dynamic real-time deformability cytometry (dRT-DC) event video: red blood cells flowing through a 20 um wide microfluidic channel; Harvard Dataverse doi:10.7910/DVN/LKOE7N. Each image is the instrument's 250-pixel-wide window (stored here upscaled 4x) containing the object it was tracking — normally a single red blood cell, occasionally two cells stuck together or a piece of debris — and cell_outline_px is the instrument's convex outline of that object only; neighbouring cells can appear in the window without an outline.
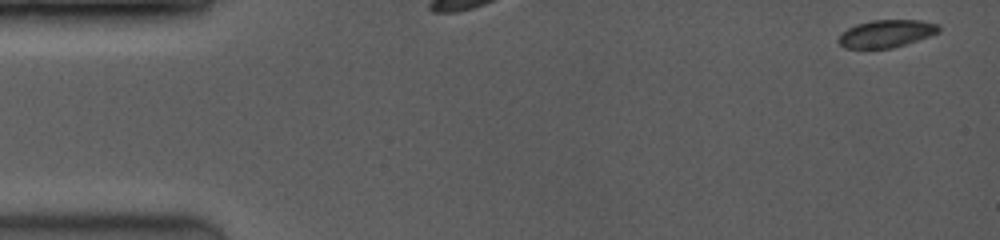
{"species": "common noctule bat (a hibernating species)", "species_latin": "Nyctalus noctula", "temperature_condition": "room temperature", "stored_images_in_passage": 6, "camera_frame_rate_fps": 3500, "um_per_image_px": 0.085, "animal": {"sex": "female", "body_mass_g": 19.0, "forearm_length_mm": 53.3}, "frame": {"image": 1, "passage_image": 1, "time_ms": 0.0, "image_size_px": [1000, 240], "cell_outline_px": [[940, 32], [892, 48], [844, 48], [836, 40], [848, 28], [856, 24], [872, 20], [920, 20], [940, 24]], "centroid_in_image_um": [75.34, 2.85], "position_along_channel_um": 9.7, "area_um2": 15.95}}